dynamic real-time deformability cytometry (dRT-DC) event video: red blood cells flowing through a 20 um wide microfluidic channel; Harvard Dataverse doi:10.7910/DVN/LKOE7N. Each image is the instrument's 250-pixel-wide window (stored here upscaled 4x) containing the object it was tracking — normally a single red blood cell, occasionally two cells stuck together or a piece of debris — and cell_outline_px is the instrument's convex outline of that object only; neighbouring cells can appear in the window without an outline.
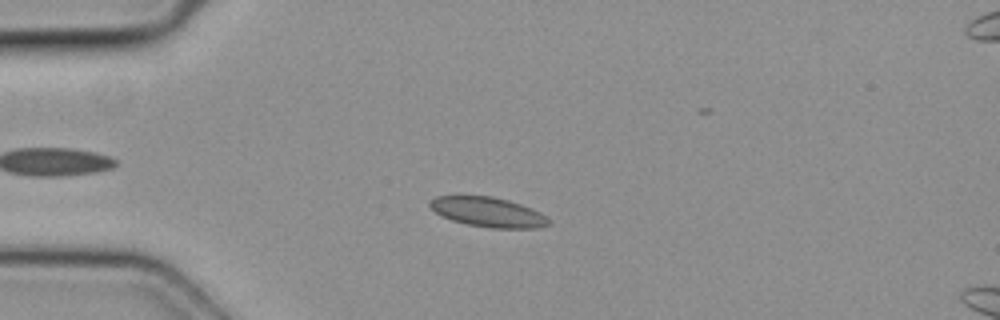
{"species": "common noctule bat (a hibernating species)", "species_latin": "Nyctalus noctula", "temperature_condition": "cold", "stored_images_in_passage": 51, "camera_frame_rate_fps": 3000, "um_per_image_px": 0.085, "animal": {"sex": "female", "body_mass_g": 19.3, "forearm_length_mm": 54.1}, "frame": {"image": 1, "passage_image": 13, "time_ms": 4.0, "image_size_px": [1000, 320], "cell_outline_px": [[552, 224], [536, 228], [492, 228], [468, 224], [452, 220], [440, 216], [428, 204], [436, 196], [492, 196], [508, 200], [532, 208], [540, 212]], "centroid_in_image_um": [41.49, 18.03], "position_along_channel_um": 43.5, "area_um2": 20.4}}
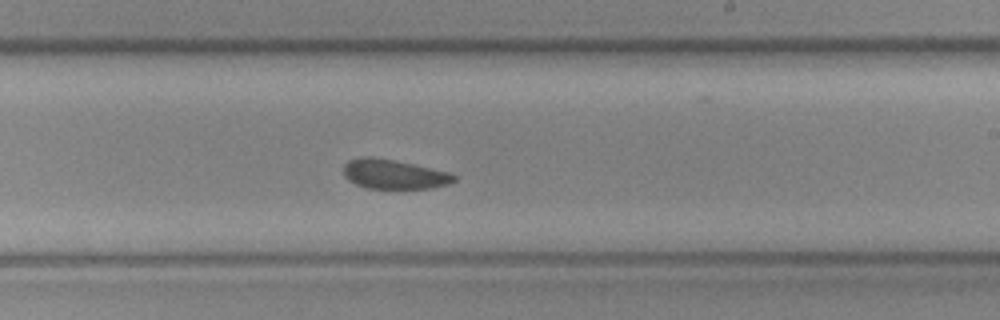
{"frame": {"image": 2, "passage_image": 30, "time_ms": 9.667, "image_size_px": [1000, 320], "cell_outline_px": [[456, 180], [448, 184], [432, 188], [364, 188], [348, 180], [344, 176], [344, 164], [348, 160], [364, 156], [372, 156], [412, 164], [448, 172], [456, 176]], "centroid_in_image_um": [33.44, 14.81], "position_along_channel_um": 255.6, "area_um2": 18.84}}
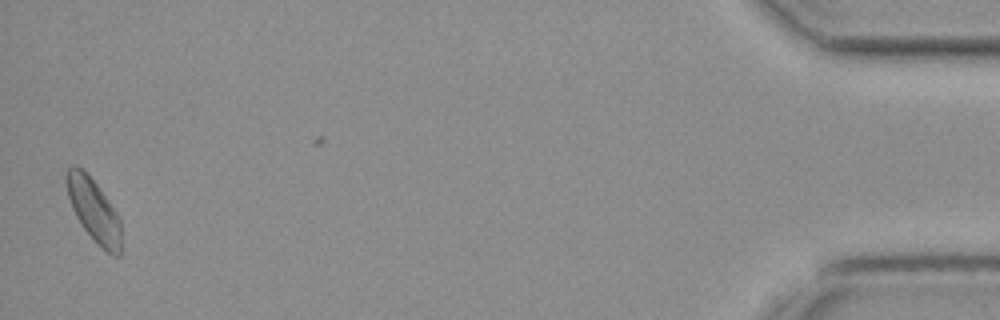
{"frame": {"image": 3, "passage_image": 49, "time_ms": 16.0, "image_size_px": [1000, 320], "cell_outline_px": [[120, 256], [112, 256], [84, 228], [76, 216], [72, 208], [68, 196], [64, 180], [64, 172], [72, 164], [76, 164], [96, 184], [116, 212], [120, 220]], "centroid_in_image_um": [7.92, 17.81], "position_along_channel_um": 427.3, "area_um2": 19.54}}